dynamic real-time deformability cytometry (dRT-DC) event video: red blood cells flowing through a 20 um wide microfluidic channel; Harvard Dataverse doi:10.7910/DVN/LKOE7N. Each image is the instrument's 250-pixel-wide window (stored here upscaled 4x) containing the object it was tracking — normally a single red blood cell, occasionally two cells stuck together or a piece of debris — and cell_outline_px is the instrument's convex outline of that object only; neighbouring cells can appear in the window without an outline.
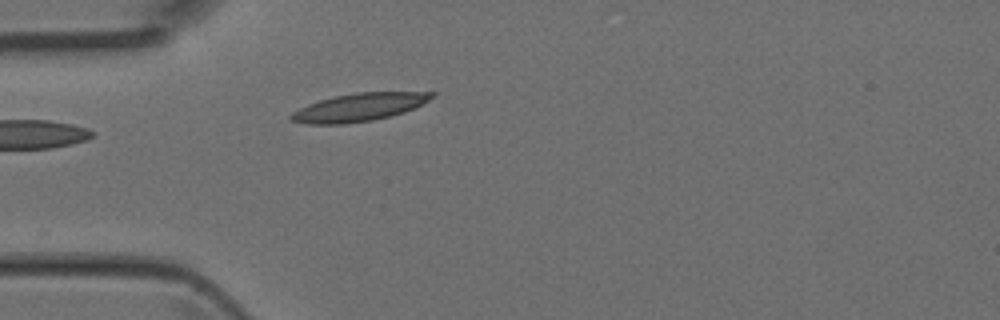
{"species": "Egyptian fruit bat (a non-hibernating species)", "species_latin": "Rousettus aegyptiacus", "temperature_condition": "room temperature", "stored_images_in_passage": 2, "camera_frame_rate_fps": 3000, "um_per_image_px": 0.085, "animal": {"sex": "female"}, "frame": {"image": 1, "passage_image": 2, "time_ms": 0.333, "image_size_px": [1000, 320], "cell_outline_px": [[436, 92], [428, 100], [404, 112], [372, 120], [344, 124], [308, 124], [288, 120], [288, 116], [292, 112], [308, 104], [320, 100], [336, 96], [356, 92]], "centroid_in_image_um": [30.44, 9.12], "position_along_channel_um": 54.6, "area_um2": 22.6}}